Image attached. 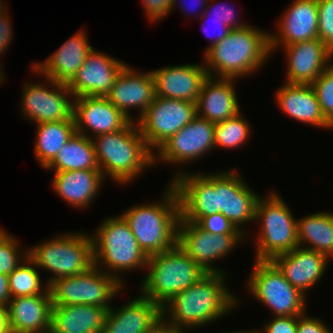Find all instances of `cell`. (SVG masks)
<instances>
[{
    "mask_svg": "<svg viewBox=\"0 0 333 333\" xmlns=\"http://www.w3.org/2000/svg\"><path fill=\"white\" fill-rule=\"evenodd\" d=\"M96 232L91 236L96 267L107 268V273L120 281L118 272L146 268L148 256L122 216L106 218Z\"/></svg>",
    "mask_w": 333,
    "mask_h": 333,
    "instance_id": "obj_6",
    "label": "cell"
},
{
    "mask_svg": "<svg viewBox=\"0 0 333 333\" xmlns=\"http://www.w3.org/2000/svg\"><path fill=\"white\" fill-rule=\"evenodd\" d=\"M45 79V82L52 85V89H48L50 86L46 87V83L42 84V82L41 84L25 83L21 113L35 124L74 121V95L67 84L58 83L49 78ZM70 97L72 101L68 100Z\"/></svg>",
    "mask_w": 333,
    "mask_h": 333,
    "instance_id": "obj_12",
    "label": "cell"
},
{
    "mask_svg": "<svg viewBox=\"0 0 333 333\" xmlns=\"http://www.w3.org/2000/svg\"><path fill=\"white\" fill-rule=\"evenodd\" d=\"M250 130V124L240 113L225 121L215 123V148L238 149L249 140Z\"/></svg>",
    "mask_w": 333,
    "mask_h": 333,
    "instance_id": "obj_35",
    "label": "cell"
},
{
    "mask_svg": "<svg viewBox=\"0 0 333 333\" xmlns=\"http://www.w3.org/2000/svg\"><path fill=\"white\" fill-rule=\"evenodd\" d=\"M180 1V2H179ZM184 1V0H183ZM197 2L196 3H198L200 6H202V7H204L203 9L201 8V7H198V8H200L201 9V11H200V9H199V12H200V16H202V14L204 13V11H205V8H206V6L208 5V2L209 1H214V0H196ZM179 2V3H178ZM186 2V1H185ZM176 3H178L179 5H180V8H182L181 10H183V11H186V12H189V11H192V10H189V8H187V6H190V5H187V3L183 6V3H182V0H172V6H173V8L172 9H174V7H176L175 6V4ZM182 3V4H181ZM206 3V4H205ZM194 4V3H193ZM197 4V5H198ZM202 4V5H201ZM187 5V6H186ZM206 5V6H205ZM195 7V6H194Z\"/></svg>",
    "mask_w": 333,
    "mask_h": 333,
    "instance_id": "obj_48",
    "label": "cell"
},
{
    "mask_svg": "<svg viewBox=\"0 0 333 333\" xmlns=\"http://www.w3.org/2000/svg\"><path fill=\"white\" fill-rule=\"evenodd\" d=\"M51 295L14 297L7 307L10 333H49Z\"/></svg>",
    "mask_w": 333,
    "mask_h": 333,
    "instance_id": "obj_26",
    "label": "cell"
},
{
    "mask_svg": "<svg viewBox=\"0 0 333 333\" xmlns=\"http://www.w3.org/2000/svg\"><path fill=\"white\" fill-rule=\"evenodd\" d=\"M320 103L322 114L333 127V63L311 84Z\"/></svg>",
    "mask_w": 333,
    "mask_h": 333,
    "instance_id": "obj_37",
    "label": "cell"
},
{
    "mask_svg": "<svg viewBox=\"0 0 333 333\" xmlns=\"http://www.w3.org/2000/svg\"><path fill=\"white\" fill-rule=\"evenodd\" d=\"M104 179L100 170L54 171L52 187L64 201L84 210L94 201Z\"/></svg>",
    "mask_w": 333,
    "mask_h": 333,
    "instance_id": "obj_29",
    "label": "cell"
},
{
    "mask_svg": "<svg viewBox=\"0 0 333 333\" xmlns=\"http://www.w3.org/2000/svg\"><path fill=\"white\" fill-rule=\"evenodd\" d=\"M214 148L215 123L196 116L156 150L154 164L159 161L176 165L186 164L199 159Z\"/></svg>",
    "mask_w": 333,
    "mask_h": 333,
    "instance_id": "obj_14",
    "label": "cell"
},
{
    "mask_svg": "<svg viewBox=\"0 0 333 333\" xmlns=\"http://www.w3.org/2000/svg\"><path fill=\"white\" fill-rule=\"evenodd\" d=\"M270 54L269 31L248 25L232 29L227 37L209 48L204 53V67L209 77L237 80L257 72Z\"/></svg>",
    "mask_w": 333,
    "mask_h": 333,
    "instance_id": "obj_2",
    "label": "cell"
},
{
    "mask_svg": "<svg viewBox=\"0 0 333 333\" xmlns=\"http://www.w3.org/2000/svg\"><path fill=\"white\" fill-rule=\"evenodd\" d=\"M276 93L277 106L292 119L318 128H333L324 118L311 84L285 83Z\"/></svg>",
    "mask_w": 333,
    "mask_h": 333,
    "instance_id": "obj_28",
    "label": "cell"
},
{
    "mask_svg": "<svg viewBox=\"0 0 333 333\" xmlns=\"http://www.w3.org/2000/svg\"><path fill=\"white\" fill-rule=\"evenodd\" d=\"M266 197H259L255 208L254 221L262 222L256 238L257 243L255 242V260H272L277 255L291 252L299 246L297 220L287 204L276 191L270 192Z\"/></svg>",
    "mask_w": 333,
    "mask_h": 333,
    "instance_id": "obj_8",
    "label": "cell"
},
{
    "mask_svg": "<svg viewBox=\"0 0 333 333\" xmlns=\"http://www.w3.org/2000/svg\"><path fill=\"white\" fill-rule=\"evenodd\" d=\"M0 333H10L8 328L7 308L0 306Z\"/></svg>",
    "mask_w": 333,
    "mask_h": 333,
    "instance_id": "obj_49",
    "label": "cell"
},
{
    "mask_svg": "<svg viewBox=\"0 0 333 333\" xmlns=\"http://www.w3.org/2000/svg\"><path fill=\"white\" fill-rule=\"evenodd\" d=\"M208 7H206L204 13L202 14V16H200V18L202 20H204L206 17H208V13L210 14L209 16L213 15L212 17H214V19L216 20H221L225 25H227L228 27H230L231 29H241V28H245L247 27V23L244 24L242 22H238L236 21V17H235V13H234V9L229 8L224 5H216L217 8H215V5H207ZM208 8H213V10H208ZM215 8V9H214ZM212 11V12H211Z\"/></svg>",
    "mask_w": 333,
    "mask_h": 333,
    "instance_id": "obj_40",
    "label": "cell"
},
{
    "mask_svg": "<svg viewBox=\"0 0 333 333\" xmlns=\"http://www.w3.org/2000/svg\"><path fill=\"white\" fill-rule=\"evenodd\" d=\"M234 81L208 76L196 102L197 116L218 123L241 113Z\"/></svg>",
    "mask_w": 333,
    "mask_h": 333,
    "instance_id": "obj_25",
    "label": "cell"
},
{
    "mask_svg": "<svg viewBox=\"0 0 333 333\" xmlns=\"http://www.w3.org/2000/svg\"><path fill=\"white\" fill-rule=\"evenodd\" d=\"M119 308L108 310L102 333H145L162 318L161 307L142 295Z\"/></svg>",
    "mask_w": 333,
    "mask_h": 333,
    "instance_id": "obj_27",
    "label": "cell"
},
{
    "mask_svg": "<svg viewBox=\"0 0 333 333\" xmlns=\"http://www.w3.org/2000/svg\"><path fill=\"white\" fill-rule=\"evenodd\" d=\"M92 138L75 133L45 169L53 171L100 170Z\"/></svg>",
    "mask_w": 333,
    "mask_h": 333,
    "instance_id": "obj_32",
    "label": "cell"
},
{
    "mask_svg": "<svg viewBox=\"0 0 333 333\" xmlns=\"http://www.w3.org/2000/svg\"><path fill=\"white\" fill-rule=\"evenodd\" d=\"M297 333H332L325 322L306 314L298 318Z\"/></svg>",
    "mask_w": 333,
    "mask_h": 333,
    "instance_id": "obj_43",
    "label": "cell"
},
{
    "mask_svg": "<svg viewBox=\"0 0 333 333\" xmlns=\"http://www.w3.org/2000/svg\"><path fill=\"white\" fill-rule=\"evenodd\" d=\"M197 116L196 103L155 96L136 124L154 153L165 141Z\"/></svg>",
    "mask_w": 333,
    "mask_h": 333,
    "instance_id": "obj_11",
    "label": "cell"
},
{
    "mask_svg": "<svg viewBox=\"0 0 333 333\" xmlns=\"http://www.w3.org/2000/svg\"><path fill=\"white\" fill-rule=\"evenodd\" d=\"M328 260L322 253L298 246L291 252L277 255L271 261L286 280L306 296L307 290L324 275Z\"/></svg>",
    "mask_w": 333,
    "mask_h": 333,
    "instance_id": "obj_24",
    "label": "cell"
},
{
    "mask_svg": "<svg viewBox=\"0 0 333 333\" xmlns=\"http://www.w3.org/2000/svg\"><path fill=\"white\" fill-rule=\"evenodd\" d=\"M247 280L250 293L277 317L305 314L306 296L292 286L271 260H255Z\"/></svg>",
    "mask_w": 333,
    "mask_h": 333,
    "instance_id": "obj_10",
    "label": "cell"
},
{
    "mask_svg": "<svg viewBox=\"0 0 333 333\" xmlns=\"http://www.w3.org/2000/svg\"><path fill=\"white\" fill-rule=\"evenodd\" d=\"M299 246L333 256V213L319 212L297 220ZM308 244V246H306Z\"/></svg>",
    "mask_w": 333,
    "mask_h": 333,
    "instance_id": "obj_31",
    "label": "cell"
},
{
    "mask_svg": "<svg viewBox=\"0 0 333 333\" xmlns=\"http://www.w3.org/2000/svg\"><path fill=\"white\" fill-rule=\"evenodd\" d=\"M155 82L152 72L138 73L126 63L117 75L106 98L128 118L130 109L139 108L138 118L147 110L155 98Z\"/></svg>",
    "mask_w": 333,
    "mask_h": 333,
    "instance_id": "obj_20",
    "label": "cell"
},
{
    "mask_svg": "<svg viewBox=\"0 0 333 333\" xmlns=\"http://www.w3.org/2000/svg\"><path fill=\"white\" fill-rule=\"evenodd\" d=\"M1 67V66H0ZM2 69V67L0 68V82L2 81V79L4 78V76H2L3 75V71L1 70Z\"/></svg>",
    "mask_w": 333,
    "mask_h": 333,
    "instance_id": "obj_52",
    "label": "cell"
},
{
    "mask_svg": "<svg viewBox=\"0 0 333 333\" xmlns=\"http://www.w3.org/2000/svg\"><path fill=\"white\" fill-rule=\"evenodd\" d=\"M197 225L213 235L246 234L244 231L237 229L222 213L203 217Z\"/></svg>",
    "mask_w": 333,
    "mask_h": 333,
    "instance_id": "obj_39",
    "label": "cell"
},
{
    "mask_svg": "<svg viewBox=\"0 0 333 333\" xmlns=\"http://www.w3.org/2000/svg\"><path fill=\"white\" fill-rule=\"evenodd\" d=\"M244 237L245 234L213 235L186 220L178 223V246L206 273H225L212 266V262L229 255Z\"/></svg>",
    "mask_w": 333,
    "mask_h": 333,
    "instance_id": "obj_13",
    "label": "cell"
},
{
    "mask_svg": "<svg viewBox=\"0 0 333 333\" xmlns=\"http://www.w3.org/2000/svg\"><path fill=\"white\" fill-rule=\"evenodd\" d=\"M22 263L8 275L11 297L51 295L47 284L42 287L35 264L28 257Z\"/></svg>",
    "mask_w": 333,
    "mask_h": 333,
    "instance_id": "obj_34",
    "label": "cell"
},
{
    "mask_svg": "<svg viewBox=\"0 0 333 333\" xmlns=\"http://www.w3.org/2000/svg\"><path fill=\"white\" fill-rule=\"evenodd\" d=\"M148 20L151 22L159 21L168 16L172 11V0H142Z\"/></svg>",
    "mask_w": 333,
    "mask_h": 333,
    "instance_id": "obj_42",
    "label": "cell"
},
{
    "mask_svg": "<svg viewBox=\"0 0 333 333\" xmlns=\"http://www.w3.org/2000/svg\"><path fill=\"white\" fill-rule=\"evenodd\" d=\"M107 312L93 305H52L49 333H102Z\"/></svg>",
    "mask_w": 333,
    "mask_h": 333,
    "instance_id": "obj_30",
    "label": "cell"
},
{
    "mask_svg": "<svg viewBox=\"0 0 333 333\" xmlns=\"http://www.w3.org/2000/svg\"><path fill=\"white\" fill-rule=\"evenodd\" d=\"M213 22H214V24L215 23L217 24V27L219 26L220 31L216 36H214L215 38H213V37L210 38L211 39V44L207 47V49L204 52H206L209 48L213 47L216 43L222 41L225 37L228 36L230 31L232 30L230 27L225 25L221 20L214 19ZM217 27H215V28H217ZM202 28H203V31L205 30L204 33L208 32V30L205 29L206 28L205 26H203Z\"/></svg>",
    "mask_w": 333,
    "mask_h": 333,
    "instance_id": "obj_46",
    "label": "cell"
},
{
    "mask_svg": "<svg viewBox=\"0 0 333 333\" xmlns=\"http://www.w3.org/2000/svg\"><path fill=\"white\" fill-rule=\"evenodd\" d=\"M155 82V95L176 100L197 102L203 82L208 78L202 64L164 66L151 71Z\"/></svg>",
    "mask_w": 333,
    "mask_h": 333,
    "instance_id": "obj_22",
    "label": "cell"
},
{
    "mask_svg": "<svg viewBox=\"0 0 333 333\" xmlns=\"http://www.w3.org/2000/svg\"><path fill=\"white\" fill-rule=\"evenodd\" d=\"M125 65L123 61L93 48L67 86L74 98L106 97Z\"/></svg>",
    "mask_w": 333,
    "mask_h": 333,
    "instance_id": "obj_17",
    "label": "cell"
},
{
    "mask_svg": "<svg viewBox=\"0 0 333 333\" xmlns=\"http://www.w3.org/2000/svg\"><path fill=\"white\" fill-rule=\"evenodd\" d=\"M229 333V332H228ZM230 333H255V330H251V331H235V332H230Z\"/></svg>",
    "mask_w": 333,
    "mask_h": 333,
    "instance_id": "obj_51",
    "label": "cell"
},
{
    "mask_svg": "<svg viewBox=\"0 0 333 333\" xmlns=\"http://www.w3.org/2000/svg\"><path fill=\"white\" fill-rule=\"evenodd\" d=\"M86 31H78L60 46L45 61L32 63L33 72L44 75V78L68 84L77 74L89 52L93 49L88 43Z\"/></svg>",
    "mask_w": 333,
    "mask_h": 333,
    "instance_id": "obj_23",
    "label": "cell"
},
{
    "mask_svg": "<svg viewBox=\"0 0 333 333\" xmlns=\"http://www.w3.org/2000/svg\"><path fill=\"white\" fill-rule=\"evenodd\" d=\"M4 1L0 0V16L5 13L6 11H8V8L6 9V6H4L3 3ZM6 9V10H5Z\"/></svg>",
    "mask_w": 333,
    "mask_h": 333,
    "instance_id": "obj_50",
    "label": "cell"
},
{
    "mask_svg": "<svg viewBox=\"0 0 333 333\" xmlns=\"http://www.w3.org/2000/svg\"><path fill=\"white\" fill-rule=\"evenodd\" d=\"M35 156L46 168L57 156L62 146L76 133L75 121H57L36 124Z\"/></svg>",
    "mask_w": 333,
    "mask_h": 333,
    "instance_id": "obj_33",
    "label": "cell"
},
{
    "mask_svg": "<svg viewBox=\"0 0 333 333\" xmlns=\"http://www.w3.org/2000/svg\"><path fill=\"white\" fill-rule=\"evenodd\" d=\"M147 268L148 274L141 281L142 296L160 307L207 274L178 244L149 256Z\"/></svg>",
    "mask_w": 333,
    "mask_h": 333,
    "instance_id": "obj_5",
    "label": "cell"
},
{
    "mask_svg": "<svg viewBox=\"0 0 333 333\" xmlns=\"http://www.w3.org/2000/svg\"><path fill=\"white\" fill-rule=\"evenodd\" d=\"M300 316H274L270 322L264 325L262 333H297L298 318Z\"/></svg>",
    "mask_w": 333,
    "mask_h": 333,
    "instance_id": "obj_41",
    "label": "cell"
},
{
    "mask_svg": "<svg viewBox=\"0 0 333 333\" xmlns=\"http://www.w3.org/2000/svg\"><path fill=\"white\" fill-rule=\"evenodd\" d=\"M281 48L287 55L289 84H312L333 63V52L319 38Z\"/></svg>",
    "mask_w": 333,
    "mask_h": 333,
    "instance_id": "obj_19",
    "label": "cell"
},
{
    "mask_svg": "<svg viewBox=\"0 0 333 333\" xmlns=\"http://www.w3.org/2000/svg\"><path fill=\"white\" fill-rule=\"evenodd\" d=\"M318 38L333 52V0H317Z\"/></svg>",
    "mask_w": 333,
    "mask_h": 333,
    "instance_id": "obj_38",
    "label": "cell"
},
{
    "mask_svg": "<svg viewBox=\"0 0 333 333\" xmlns=\"http://www.w3.org/2000/svg\"><path fill=\"white\" fill-rule=\"evenodd\" d=\"M11 299L8 276L0 273V306L7 308Z\"/></svg>",
    "mask_w": 333,
    "mask_h": 333,
    "instance_id": "obj_45",
    "label": "cell"
},
{
    "mask_svg": "<svg viewBox=\"0 0 333 333\" xmlns=\"http://www.w3.org/2000/svg\"><path fill=\"white\" fill-rule=\"evenodd\" d=\"M241 178L234 170L216 172L218 213L243 231L241 227L245 223L255 220L256 203L260 196Z\"/></svg>",
    "mask_w": 333,
    "mask_h": 333,
    "instance_id": "obj_16",
    "label": "cell"
},
{
    "mask_svg": "<svg viewBox=\"0 0 333 333\" xmlns=\"http://www.w3.org/2000/svg\"><path fill=\"white\" fill-rule=\"evenodd\" d=\"M18 241L6 231L0 229V273L9 275L28 257V249L19 251Z\"/></svg>",
    "mask_w": 333,
    "mask_h": 333,
    "instance_id": "obj_36",
    "label": "cell"
},
{
    "mask_svg": "<svg viewBox=\"0 0 333 333\" xmlns=\"http://www.w3.org/2000/svg\"><path fill=\"white\" fill-rule=\"evenodd\" d=\"M73 118L76 133L107 134L124 129L132 120L118 110L106 97L82 96L74 98ZM87 129V130H86ZM86 131V132H85Z\"/></svg>",
    "mask_w": 333,
    "mask_h": 333,
    "instance_id": "obj_18",
    "label": "cell"
},
{
    "mask_svg": "<svg viewBox=\"0 0 333 333\" xmlns=\"http://www.w3.org/2000/svg\"><path fill=\"white\" fill-rule=\"evenodd\" d=\"M10 23L9 13L6 11L0 16V55L5 52L10 41H12L13 30Z\"/></svg>",
    "mask_w": 333,
    "mask_h": 333,
    "instance_id": "obj_44",
    "label": "cell"
},
{
    "mask_svg": "<svg viewBox=\"0 0 333 333\" xmlns=\"http://www.w3.org/2000/svg\"><path fill=\"white\" fill-rule=\"evenodd\" d=\"M178 174L171 183L177 190L180 201V220L197 224L203 217L218 213L216 173Z\"/></svg>",
    "mask_w": 333,
    "mask_h": 333,
    "instance_id": "obj_15",
    "label": "cell"
},
{
    "mask_svg": "<svg viewBox=\"0 0 333 333\" xmlns=\"http://www.w3.org/2000/svg\"><path fill=\"white\" fill-rule=\"evenodd\" d=\"M168 185L159 202L132 206L121 215L148 257L177 245L180 201L173 184Z\"/></svg>",
    "mask_w": 333,
    "mask_h": 333,
    "instance_id": "obj_4",
    "label": "cell"
},
{
    "mask_svg": "<svg viewBox=\"0 0 333 333\" xmlns=\"http://www.w3.org/2000/svg\"><path fill=\"white\" fill-rule=\"evenodd\" d=\"M278 22V34L269 33L270 52L280 46L318 38L317 0H294Z\"/></svg>",
    "mask_w": 333,
    "mask_h": 333,
    "instance_id": "obj_21",
    "label": "cell"
},
{
    "mask_svg": "<svg viewBox=\"0 0 333 333\" xmlns=\"http://www.w3.org/2000/svg\"><path fill=\"white\" fill-rule=\"evenodd\" d=\"M95 265L86 272L59 278L48 287L52 305H93L109 310L123 282Z\"/></svg>",
    "mask_w": 333,
    "mask_h": 333,
    "instance_id": "obj_9",
    "label": "cell"
},
{
    "mask_svg": "<svg viewBox=\"0 0 333 333\" xmlns=\"http://www.w3.org/2000/svg\"><path fill=\"white\" fill-rule=\"evenodd\" d=\"M134 122L132 120L120 131L92 138L104 178L109 176L120 185L133 181L144 169L154 165V153Z\"/></svg>",
    "mask_w": 333,
    "mask_h": 333,
    "instance_id": "obj_3",
    "label": "cell"
},
{
    "mask_svg": "<svg viewBox=\"0 0 333 333\" xmlns=\"http://www.w3.org/2000/svg\"><path fill=\"white\" fill-rule=\"evenodd\" d=\"M51 239L28 249V258L37 268L53 272L48 286L59 278L82 274L94 266L91 235L69 232Z\"/></svg>",
    "mask_w": 333,
    "mask_h": 333,
    "instance_id": "obj_7",
    "label": "cell"
},
{
    "mask_svg": "<svg viewBox=\"0 0 333 333\" xmlns=\"http://www.w3.org/2000/svg\"><path fill=\"white\" fill-rule=\"evenodd\" d=\"M224 281V273H207L165 303L162 318L182 333L217 321L239 303Z\"/></svg>",
    "mask_w": 333,
    "mask_h": 333,
    "instance_id": "obj_1",
    "label": "cell"
},
{
    "mask_svg": "<svg viewBox=\"0 0 333 333\" xmlns=\"http://www.w3.org/2000/svg\"><path fill=\"white\" fill-rule=\"evenodd\" d=\"M145 333H182L173 327L170 323L166 322L163 318H161L158 322L155 323L153 327H151Z\"/></svg>",
    "mask_w": 333,
    "mask_h": 333,
    "instance_id": "obj_47",
    "label": "cell"
}]
</instances>
